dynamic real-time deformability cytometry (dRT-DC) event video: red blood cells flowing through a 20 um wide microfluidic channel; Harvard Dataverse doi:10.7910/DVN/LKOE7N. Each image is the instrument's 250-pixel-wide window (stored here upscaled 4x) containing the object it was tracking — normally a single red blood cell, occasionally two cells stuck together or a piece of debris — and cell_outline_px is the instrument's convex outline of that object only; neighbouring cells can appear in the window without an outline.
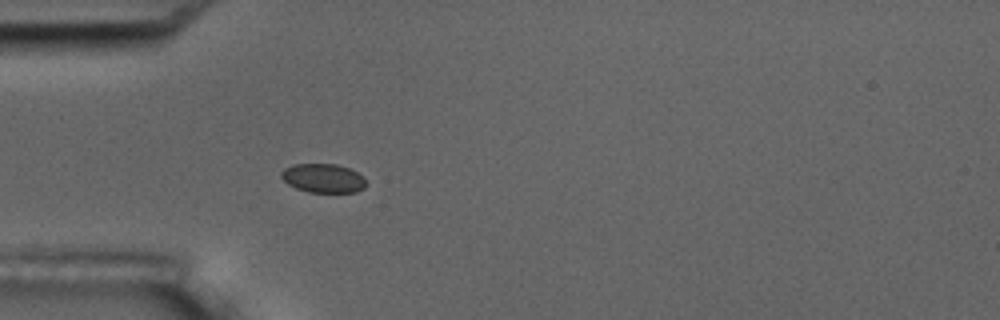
{"species": "common noctule bat (a hibernating species)", "species_latin": "Nyctalus noctula", "temperature_condition": "room temperature", "stored_images_in_passage": 5, "camera_frame_rate_fps": 3000, "um_per_image_px": 0.085, "animal": {"sex": "male", "body_mass_g": 17.5, "forearm_length_mm": 52.3}, "frame": {"image": 1, "passage_image": 5, "time_ms": 4.667, "image_size_px": [1000, 320], "cell_outline_px": [[364, 188], [356, 192], [308, 192], [296, 188], [288, 184], [280, 176], [280, 172], [284, 168], [292, 164], [336, 164], [348, 168], [364, 176]], "centroid_in_image_um": [27.44, 15.14], "position_along_channel_um": 57.6, "area_um2": 14.28}}